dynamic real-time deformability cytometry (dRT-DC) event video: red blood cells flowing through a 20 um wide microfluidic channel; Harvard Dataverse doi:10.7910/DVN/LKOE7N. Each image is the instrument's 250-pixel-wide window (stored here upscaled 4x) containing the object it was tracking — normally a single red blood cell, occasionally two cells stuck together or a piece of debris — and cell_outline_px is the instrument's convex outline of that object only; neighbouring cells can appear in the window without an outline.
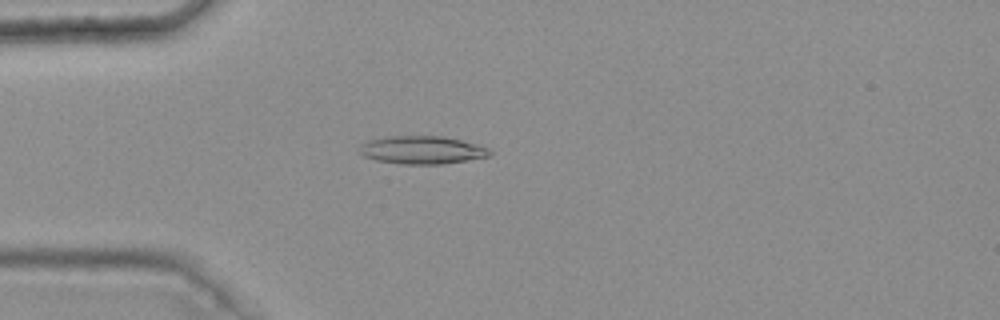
{"species": "common noctule bat (a hibernating species)", "species_latin": "Nyctalus noctula", "temperature_condition": "warm", "stored_images_in_passage": 4, "camera_frame_rate_fps": 3000, "um_per_image_px": 0.085, "animal": {"sex": "female", "body_mass_g": 25.1}, "frame": {"image": 1, "passage_image": 3, "time_ms": 0.667, "image_size_px": [1000, 320], "cell_outline_px": [[492, 152], [488, 156], [440, 164], [400, 164], [376, 160], [364, 156], [360, 152], [360, 144], [368, 140], [388, 136], [444, 136], [476, 144], [488, 148]], "centroid_in_image_um": [35.83, 12.74], "position_along_channel_um": 49.2, "area_um2": 21.04}}